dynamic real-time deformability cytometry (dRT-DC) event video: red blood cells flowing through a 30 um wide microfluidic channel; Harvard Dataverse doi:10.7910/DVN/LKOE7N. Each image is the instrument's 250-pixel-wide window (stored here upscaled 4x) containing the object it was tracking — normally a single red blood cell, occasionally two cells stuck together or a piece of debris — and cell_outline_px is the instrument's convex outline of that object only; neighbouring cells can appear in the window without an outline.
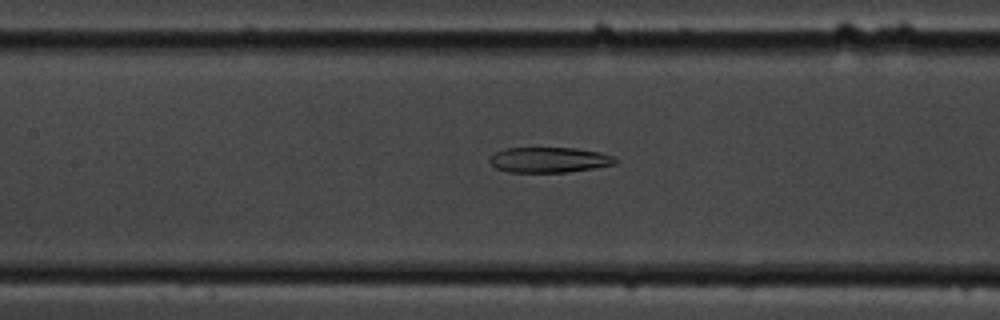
{"species": "common noctule bat (a hibernating species)", "species_latin": "Nyctalus noctula", "temperature_condition": "cold", "stored_images_in_passage": 59, "camera_frame_rate_fps": 3000, "um_per_image_px": 0.085, "animal": {"sex": "male", "body_mass_g": 19.5, "forearm_length_mm": 54.6}, "frame": {"image": 1, "passage_image": 27, "time_ms": 8.667, "image_size_px": [1000, 320], "cell_outline_px": [[616, 164], [568, 172], [508, 172], [496, 168], [488, 160], [496, 152], [504, 148], [576, 148], [600, 152], [612, 156], [616, 160]], "centroid_in_image_um": [46.66, 13.59], "position_along_channel_um": 160.7, "area_um2": 18.44}}
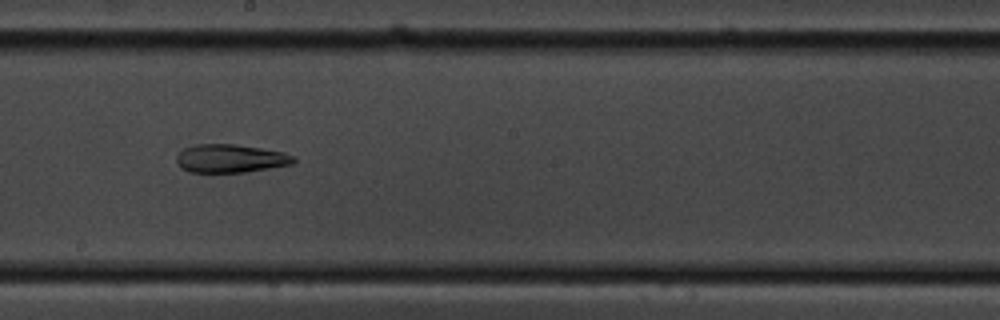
{"frame": {"image": 2, "passage_image": 33, "time_ms": 10.667, "image_size_px": [1000, 320], "cell_outline_px": [[296, 160], [292, 164], [244, 172], [188, 172], [180, 168], [176, 160], [176, 156], [184, 148], [196, 144], [236, 144], [284, 152], [296, 156]], "centroid_in_image_um": [19.58, 13.47], "position_along_channel_um": 228.6, "area_um2": 19.36}}
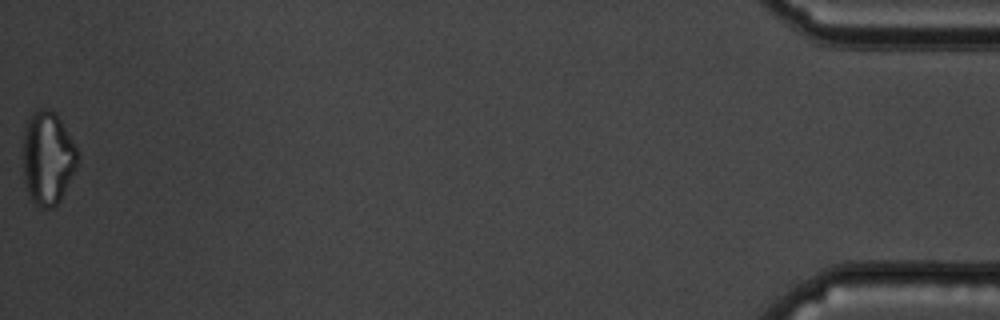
{"frame": {"image": 3, "passage_image": 59, "time_ms": 19.333, "image_size_px": [1000, 320], "cell_outline_px": [[80, 160], [60, 200], [52, 208], [40, 208], [32, 200], [28, 192], [24, 180], [20, 156], [24, 128], [32, 112], [36, 108], [48, 108], [56, 112], [80, 152]], "centroid_in_image_um": [4.03, 13.39], "position_along_channel_um": 431.2, "area_um2": 30.69}, "authors_computed_cell_mechanics": {"area_um2": 25.432, "velocity_mm_per_s": 3.3989, "shape_relaxation_time_tau1_ms": null, "shape_relaxation_time_tau2_ms": 6.2028, "deformation_change_tau1": null, "deformation_change_tau2": 0.1669}}